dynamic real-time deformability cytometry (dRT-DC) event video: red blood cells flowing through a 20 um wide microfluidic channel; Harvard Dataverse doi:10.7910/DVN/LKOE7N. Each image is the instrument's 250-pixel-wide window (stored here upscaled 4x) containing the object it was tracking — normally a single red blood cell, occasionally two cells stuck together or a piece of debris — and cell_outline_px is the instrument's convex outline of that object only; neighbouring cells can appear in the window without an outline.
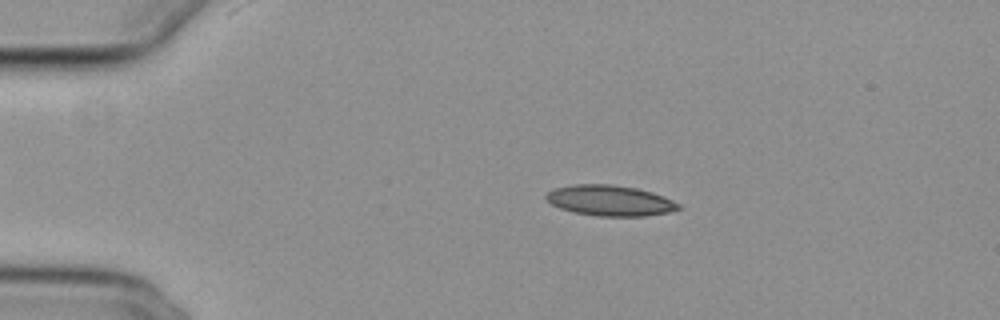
{"species": "common noctule bat (a hibernating species)", "species_latin": "Nyctalus noctula", "temperature_condition": "cold", "stored_images_in_passage": 54, "camera_frame_rate_fps": 3000, "um_per_image_px": 0.085, "animal": {"sex": "female", "body_mass_g": 29.2, "forearm_length_mm": 56.3}, "frame": {"image": 1, "passage_image": 11, "time_ms": 3.333, "image_size_px": [1000, 320], "cell_outline_px": [[680, 208], [668, 212], [644, 216], [596, 216], [572, 212], [560, 208], [552, 204], [544, 196], [552, 188], [572, 184], [612, 184], [636, 188], [652, 192], [664, 196], [680, 204]], "centroid_in_image_um": [51.81, 17.04], "position_along_channel_um": 33.2, "area_um2": 23.7}}
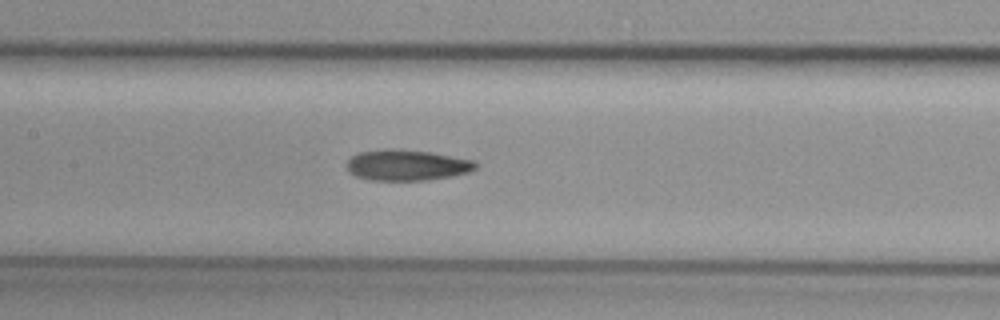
{"frame": {"image": 2, "passage_image": 26, "time_ms": 8.333, "image_size_px": [1000, 320], "cell_outline_px": [[476, 168], [468, 172], [452, 176], [428, 180], [368, 180], [356, 176], [348, 168], [348, 160], [352, 156], [360, 152], [384, 148], [392, 148], [432, 152], [476, 160]], "centroid_in_image_um": [34.62, 14.02], "position_along_channel_um": 172.8, "area_um2": 23.24}}
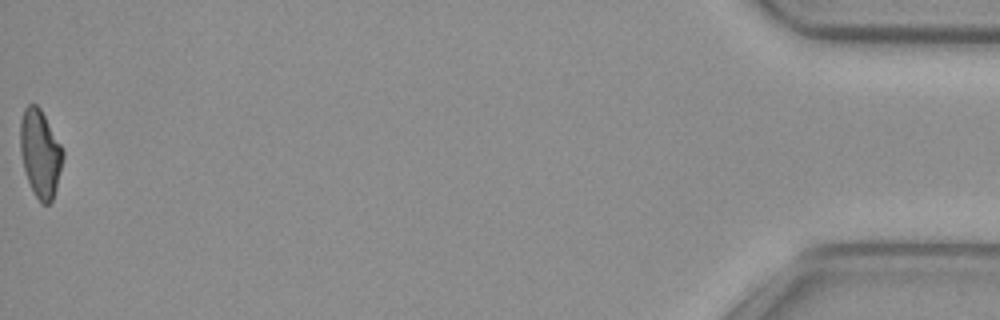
{"frame": {"image": 3, "passage_image": 54, "time_ms": 17.667, "image_size_px": [1000, 320], "cell_outline_px": [[64, 156], [56, 188], [52, 200], [48, 204], [40, 204], [28, 180], [24, 168], [20, 152], [20, 120], [24, 108], [28, 104], [36, 104], [40, 108], [60, 144], [64, 152]], "centroid_in_image_um": [3.41, 13.03], "position_along_channel_um": 431.8, "area_um2": 21.56}, "authors_computed_cell_mechanics": {"area_um2": 22.5998, "velocity_mm_per_s": 3.8508, "shape_relaxation_time_tau1_ms": null, "shape_relaxation_time_tau2_ms": 6.793, "deformation_change_tau1": null, "deformation_change_tau2": 0.1587}}